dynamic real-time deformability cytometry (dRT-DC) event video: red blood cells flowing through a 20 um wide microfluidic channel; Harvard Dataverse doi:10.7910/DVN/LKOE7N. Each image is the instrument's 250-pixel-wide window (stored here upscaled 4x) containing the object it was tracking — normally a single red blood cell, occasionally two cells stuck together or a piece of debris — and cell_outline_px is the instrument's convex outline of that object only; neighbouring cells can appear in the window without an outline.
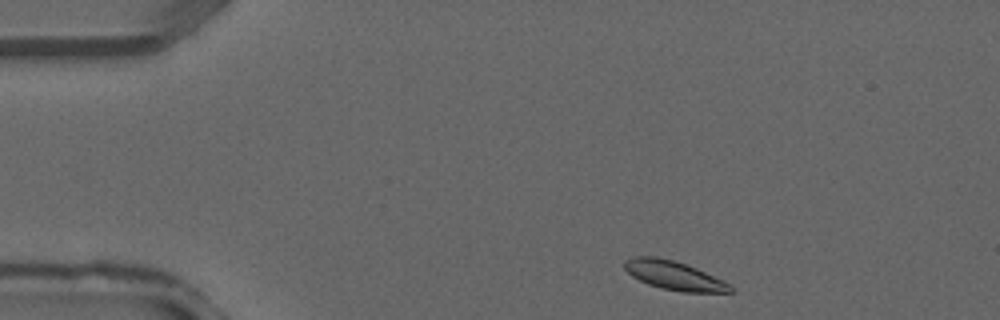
{"species": "common noctule bat (a hibernating species)", "species_latin": "Nyctalus noctula", "temperature_condition": "warm", "stored_images_in_passage": 33, "camera_frame_rate_fps": 3000, "um_per_image_px": 0.085, "animal": {"sex": "male", "forearm_length_mm": 52.5}, "frame": {"image": 1, "passage_image": 1, "time_ms": 0.0, "image_size_px": [1000, 320], "cell_outline_px": [[736, 292], [680, 292], [660, 288], [648, 284], [632, 276], [624, 268], [624, 260], [632, 256], [656, 256], [672, 260], [696, 268], [736, 288]], "centroid_in_image_um": [57.26, 23.42], "position_along_channel_um": 27.7, "area_um2": 17.69}}
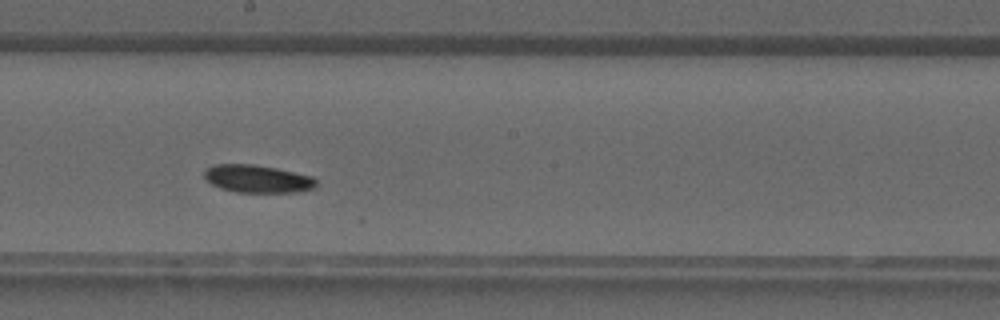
{"frame": {"image": 2, "passage_image": 16, "time_ms": 5.0, "image_size_px": [1000, 320], "cell_outline_px": [[316, 188], [296, 192], [236, 192], [220, 188], [212, 184], [204, 176], [204, 168], [216, 164], [252, 164], [276, 168], [312, 176], [316, 180]], "centroid_in_image_um": [21.88, 15.19], "position_along_channel_um": 226.3, "area_um2": 18.09}}
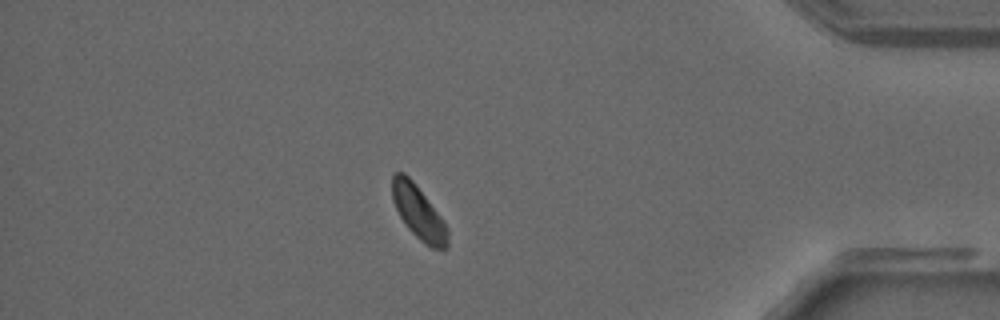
{"frame": {"image": 3, "passage_image": 28, "time_ms": 9.0, "image_size_px": [1000, 320], "cell_outline_px": [[448, 248], [432, 248], [424, 244], [408, 228], [400, 216], [392, 200], [392, 172], [404, 172], [412, 180], [440, 216], [448, 228]], "centroid_in_image_um": [35.56, 18.05], "position_along_channel_um": 399.6, "area_um2": 17.05}}